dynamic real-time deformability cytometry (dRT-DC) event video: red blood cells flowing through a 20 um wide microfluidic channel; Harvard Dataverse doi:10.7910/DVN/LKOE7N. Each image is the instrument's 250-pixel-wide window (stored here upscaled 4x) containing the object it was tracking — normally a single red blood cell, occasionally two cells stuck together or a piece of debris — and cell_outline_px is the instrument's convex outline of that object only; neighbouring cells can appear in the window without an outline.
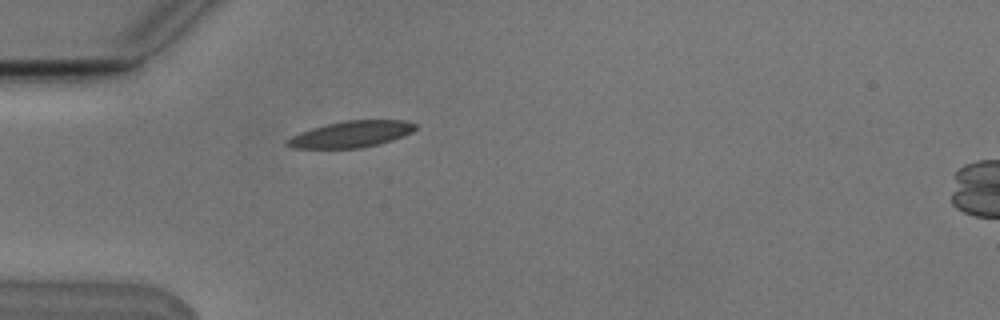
{"species": "Egyptian fruit bat (a non-hibernating species)", "species_latin": "Rousettus aegyptiacus", "temperature_condition": "cold", "stored_images_in_passage": 1, "camera_frame_rate_fps": 3000, "um_per_image_px": 0.085, "animal": {"sex": "male"}, "frame": {"image": 1, "passage_image": 1, "time_ms": 0.0, "image_size_px": [1000, 320], "cell_outline_px": [[416, 128], [412, 132], [404, 136], [392, 140], [360, 148], [292, 148], [284, 140], [300, 132], [312, 128], [344, 120], [404, 120], [416, 124]], "centroid_in_image_um": [29.86, 11.4], "position_along_channel_um": 55.1, "area_um2": 19.54}}